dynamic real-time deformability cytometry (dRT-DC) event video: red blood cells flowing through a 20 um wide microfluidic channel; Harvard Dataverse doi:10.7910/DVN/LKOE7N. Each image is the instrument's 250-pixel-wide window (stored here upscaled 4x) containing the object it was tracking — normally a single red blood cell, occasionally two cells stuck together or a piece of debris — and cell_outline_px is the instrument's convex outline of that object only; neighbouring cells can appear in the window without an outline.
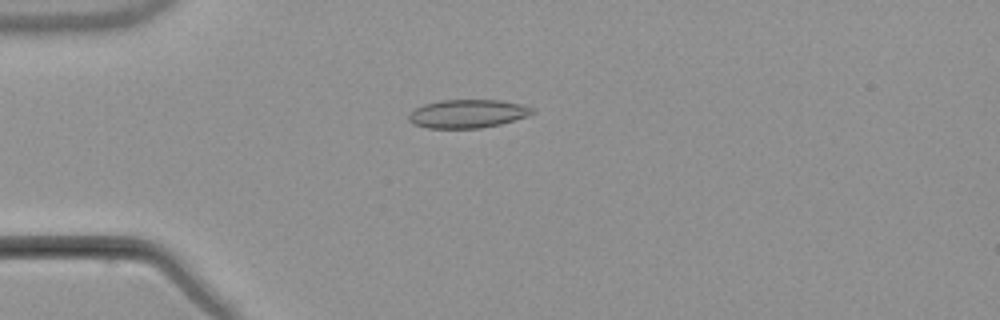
{"species": "common noctule bat (a hibernating species)", "species_latin": "Nyctalus noctula", "temperature_condition": "warm", "stored_images_in_passage": 5, "camera_frame_rate_fps": 3000, "um_per_image_px": 0.085, "animal": {"sex": "male", "body_mass_g": 21.5, "forearm_length_mm": 52.0}, "frame": {"image": 1, "passage_image": 4, "time_ms": 3.667, "image_size_px": [1000, 320], "cell_outline_px": [[536, 112], [528, 116], [500, 124], [480, 128], [428, 128], [412, 124], [408, 120], [408, 116], [416, 108], [424, 104], [440, 100], [500, 100], [520, 104], [532, 108]], "centroid_in_image_um": [39.74, 9.67], "position_along_channel_um": 45.3, "area_um2": 20.4}}